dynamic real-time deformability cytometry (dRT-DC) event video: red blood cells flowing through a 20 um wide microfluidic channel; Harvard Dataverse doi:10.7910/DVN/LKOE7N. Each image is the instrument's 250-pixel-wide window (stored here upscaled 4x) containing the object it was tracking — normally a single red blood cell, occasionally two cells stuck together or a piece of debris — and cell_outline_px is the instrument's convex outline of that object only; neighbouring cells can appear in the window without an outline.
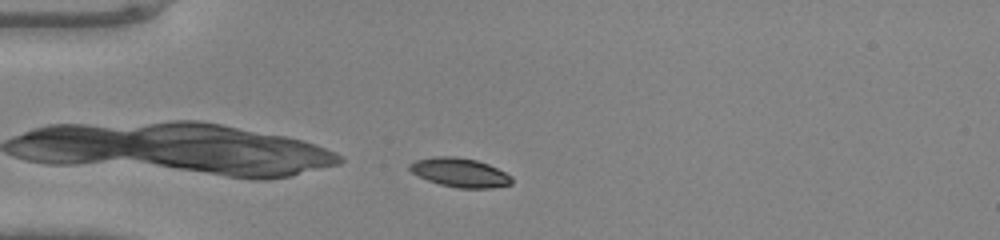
{"species": "common noctule bat (a hibernating species)", "species_latin": "Nyctalus noctula", "temperature_condition": "warm", "stored_images_in_passage": 37, "camera_frame_rate_fps": 3000, "um_per_image_px": 0.085, "animal": {"sex": "male", "body_mass_g": 20.0, "forearm_length_mm": 53.3}, "frame": {"image": 1, "passage_image": 2, "time_ms": 0.333, "image_size_px": [1000, 240], "cell_outline_px": [[512, 184], [492, 188], [456, 188], [440, 184], [428, 180], [412, 172], [408, 168], [408, 164], [416, 160], [432, 156], [456, 156], [476, 160], [488, 164], [512, 176]], "centroid_in_image_um": [39.08, 14.66], "position_along_channel_um": 45.9, "area_um2": 17.28}}
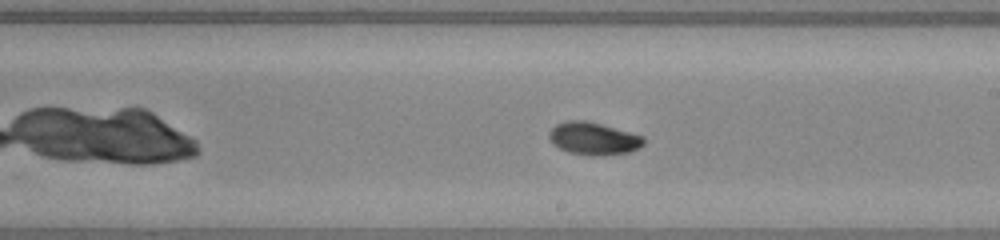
{"frame": {"image": 2, "passage_image": 17, "time_ms": 5.333, "image_size_px": [1000, 240], "cell_outline_px": [[644, 144], [640, 148], [628, 152], [596, 156], [592, 156], [568, 152], [552, 144], [548, 136], [548, 132], [556, 124], [568, 120], [584, 120], [600, 124], [644, 136]], "centroid_in_image_um": [50.42, 11.78], "position_along_channel_um": 238.6, "area_um2": 17.92}}
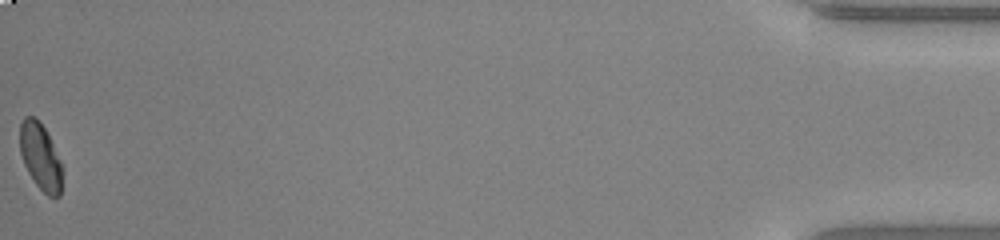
{"frame": {"image": 3, "passage_image": 37, "time_ms": 12.0, "image_size_px": [1000, 240], "cell_outline_px": [[64, 168], [60, 196], [48, 196], [36, 184], [28, 172], [24, 164], [20, 152], [20, 124], [24, 116], [32, 116], [44, 128]], "centroid_in_image_um": [3.45, 13.35], "position_along_channel_um": 431.8, "area_um2": 16.3}}